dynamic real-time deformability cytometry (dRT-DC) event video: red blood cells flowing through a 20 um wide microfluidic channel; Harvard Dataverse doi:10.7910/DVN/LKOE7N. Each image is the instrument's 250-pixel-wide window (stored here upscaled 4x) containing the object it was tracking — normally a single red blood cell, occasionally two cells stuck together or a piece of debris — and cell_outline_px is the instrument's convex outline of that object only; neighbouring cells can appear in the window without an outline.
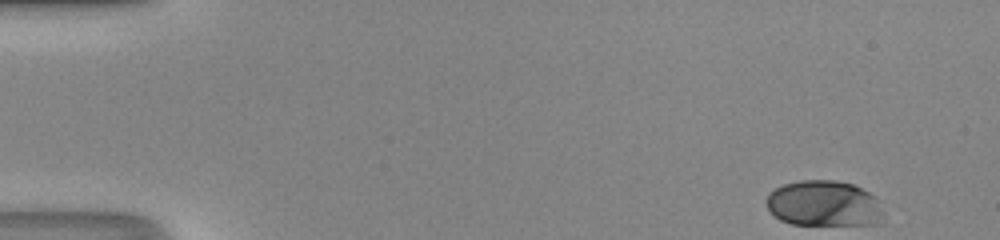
{"species": "human", "species_latin": "Homo sapiens", "temperature_condition": "room temperature", "stored_images_in_passage": 48, "camera_frame_rate_fps": 3000, "um_per_image_px": 0.085, "donor": {"sex": "male"}, "frame": {"image": 1, "passage_image": 1, "time_ms": 0.0, "image_size_px": [1000, 240], "cell_outline_px": [[884, 212], [880, 224], [792, 224], [780, 220], [768, 208], [768, 192], [784, 184], [800, 180], [836, 180], [852, 184], [876, 196]], "centroid_in_image_um": [70.07, 17.3], "position_along_channel_um": 14.9, "area_um2": 31.15}}
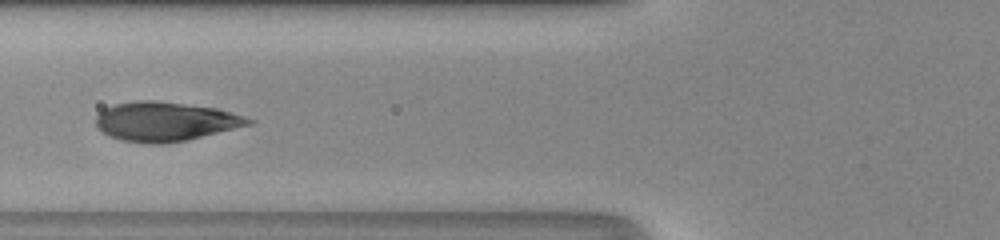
{"frame": {"image": 2, "passage_image": 18, "time_ms": 5.667, "image_size_px": [1000, 240], "cell_outline_px": [[256, 120], [252, 124], [168, 144], [148, 144], [120, 140], [108, 136], [96, 128], [96, 116], [104, 108], [112, 104], [140, 100], [156, 100], [216, 108], [244, 116]], "centroid_in_image_um": [13.99, 10.33], "position_along_channel_um": 111.8, "area_um2": 35.03}}
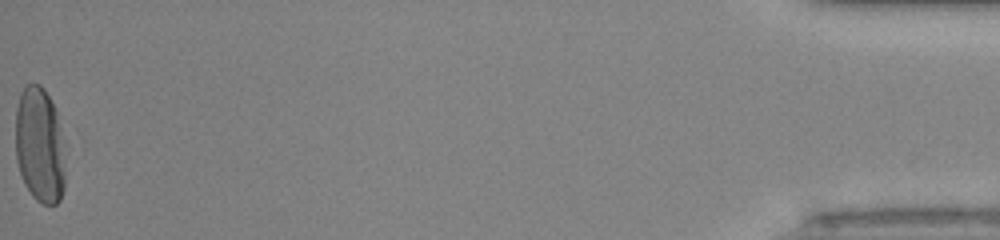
{"frame": {"image": 3, "passage_image": 48, "time_ms": 15.667, "image_size_px": [1000, 240], "cell_outline_px": [[64, 188], [60, 200], [56, 204], [44, 204], [36, 200], [32, 196], [24, 184], [16, 160], [16, 108], [20, 92], [24, 84], [40, 84], [44, 88], [56, 112], [64, 176]], "centroid_in_image_um": [3.31, 12.34], "position_along_channel_um": 431.9, "area_um2": 32.83}, "authors_computed_cell_mechanics": {"area_um2": 33.2639, "velocity_mm_per_s": 4.1734, "shape_relaxation_time_tau1_ms": 3.0344, "shape_relaxation_time_tau2_ms": null, "deformation_change_tau1": 0.1868, "deformation_change_tau2": null}}